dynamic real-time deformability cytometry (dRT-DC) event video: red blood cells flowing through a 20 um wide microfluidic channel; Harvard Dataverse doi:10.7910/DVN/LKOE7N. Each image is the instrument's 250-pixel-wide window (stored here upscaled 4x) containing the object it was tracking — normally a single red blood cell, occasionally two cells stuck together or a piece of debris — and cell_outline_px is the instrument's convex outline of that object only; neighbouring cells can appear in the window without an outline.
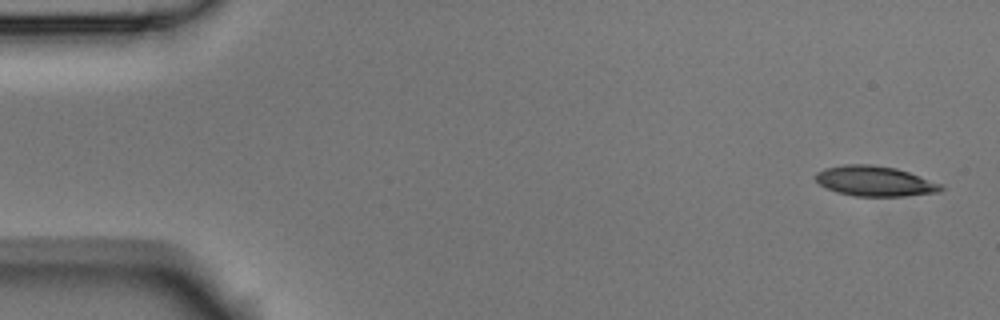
{"species": "Egyptian fruit bat (a non-hibernating species)", "species_latin": "Rousettus aegyptiacus", "temperature_condition": "room temperature", "stored_images_in_passage": 14, "camera_frame_rate_fps": 3000, "um_per_image_px": 0.085, "animal": {"sex": "male"}, "frame": {"image": 1, "passage_image": 1, "time_ms": 0.0, "image_size_px": [1000, 320], "cell_outline_px": [[944, 188], [936, 192], [904, 196], [856, 196], [836, 192], [820, 184], [816, 180], [816, 172], [824, 168], [844, 164], [868, 164], [896, 168], [944, 184]], "centroid_in_image_um": [74.36, 15.39], "position_along_channel_um": 10.6, "area_um2": 21.96}}
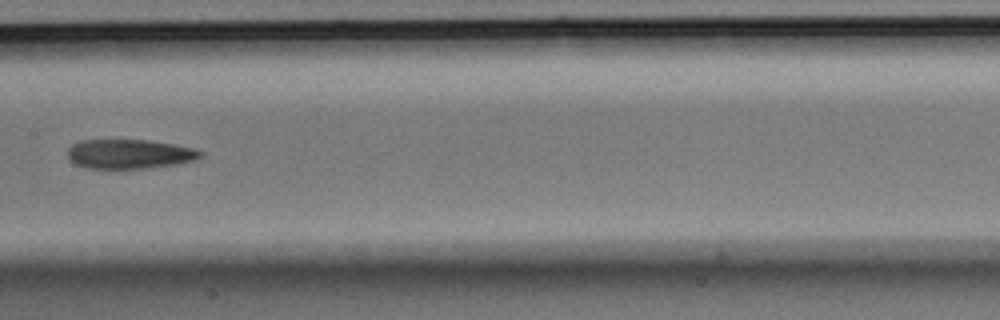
{"frame": {"image": 2, "passage_image": 7, "time_ms": 2.0, "image_size_px": [1000, 320], "cell_outline_px": [[204, 152], [196, 160], [180, 164], [144, 168], [84, 168], [68, 160], [68, 148], [72, 144], [80, 140], [148, 140], [176, 144], [196, 148]], "centroid_in_image_um": [11.03, 13.08], "position_along_channel_um": 196.4, "area_um2": 23.0}}
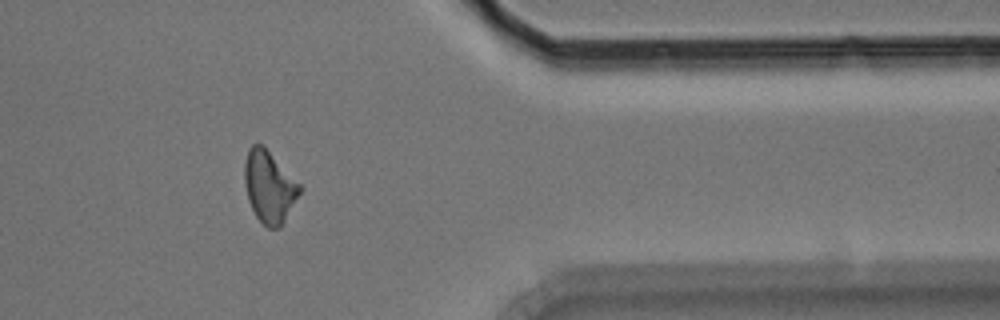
{"frame": {"image": 3, "passage_image": 12, "time_ms": 3.667, "image_size_px": [1000, 320], "cell_outline_px": [[300, 192], [280, 228], [268, 228], [256, 216], [248, 200], [244, 180], [244, 164], [248, 148], [252, 144], [264, 144], [300, 184]], "centroid_in_image_um": [22.86, 15.83], "position_along_channel_um": 388.5, "area_um2": 23.0}}